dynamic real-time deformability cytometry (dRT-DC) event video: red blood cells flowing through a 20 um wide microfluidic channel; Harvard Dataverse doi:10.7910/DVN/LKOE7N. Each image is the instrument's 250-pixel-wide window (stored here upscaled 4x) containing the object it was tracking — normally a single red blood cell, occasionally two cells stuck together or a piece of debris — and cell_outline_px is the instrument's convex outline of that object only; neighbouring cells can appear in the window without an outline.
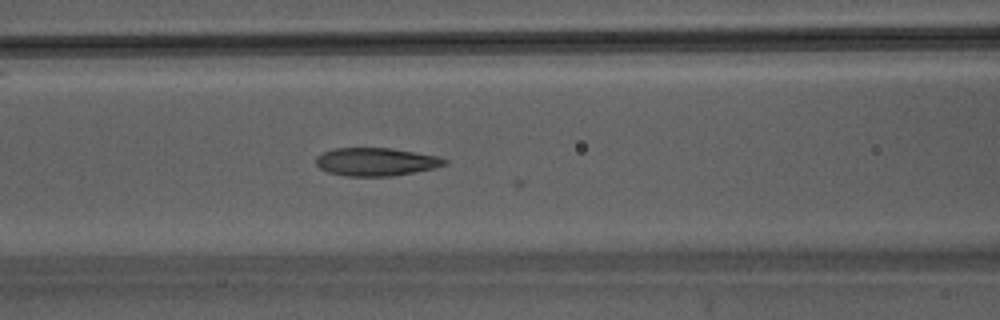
{"species": "Egyptian fruit bat (a non-hibernating species)", "species_latin": "Rousettus aegyptiacus", "temperature_condition": "warm", "stored_images_in_passage": 25, "camera_frame_rate_fps": 3000, "um_per_image_px": 0.085, "animal": {"sex": "male"}, "frame": {"image": 1, "passage_image": 16, "time_ms": 5.0, "image_size_px": [1000, 320], "cell_outline_px": [[448, 160], [444, 164], [432, 168], [392, 176], [344, 176], [328, 172], [320, 168], [316, 164], [316, 156], [324, 152], [336, 148], [392, 148], [436, 156]], "centroid_in_image_um": [31.9, 13.75], "position_along_channel_um": 134.7, "area_um2": 20.75}}